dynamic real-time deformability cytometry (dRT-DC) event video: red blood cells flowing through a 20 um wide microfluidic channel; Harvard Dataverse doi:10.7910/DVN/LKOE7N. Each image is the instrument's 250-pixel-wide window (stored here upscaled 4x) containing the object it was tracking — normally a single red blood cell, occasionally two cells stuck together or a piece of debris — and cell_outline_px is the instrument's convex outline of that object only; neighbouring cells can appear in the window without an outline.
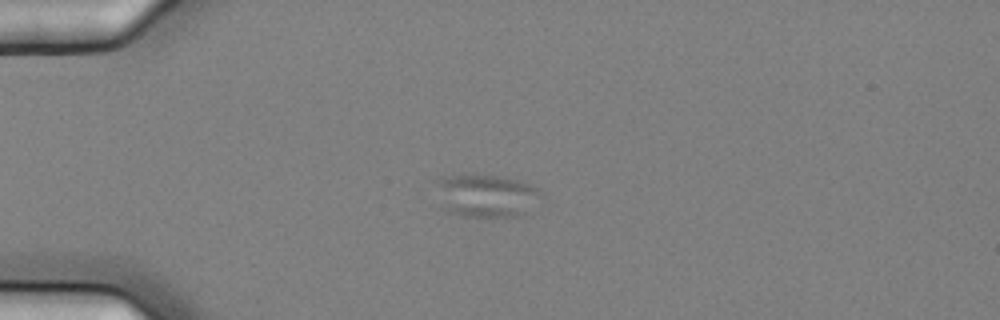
{"species": "common noctule bat (a hibernating species)", "species_latin": "Nyctalus noctula", "temperature_condition": "cold", "stored_images_in_passage": 7, "camera_frame_rate_fps": 3000, "um_per_image_px": 0.085, "animal": {"sex": "female", "body_mass_g": 25.1}, "frame": {"image": 1, "passage_image": 5, "time_ms": 1.333, "image_size_px": [1000, 320], "cell_outline_px": [[544, 196], [516, 216], [460, 216], [444, 212], [440, 208], [432, 180], [440, 176], [496, 176], [516, 180], [532, 184], [544, 192]], "centroid_in_image_um": [41.2, 16.63], "position_along_channel_um": 43.8, "area_um2": 26.53}}
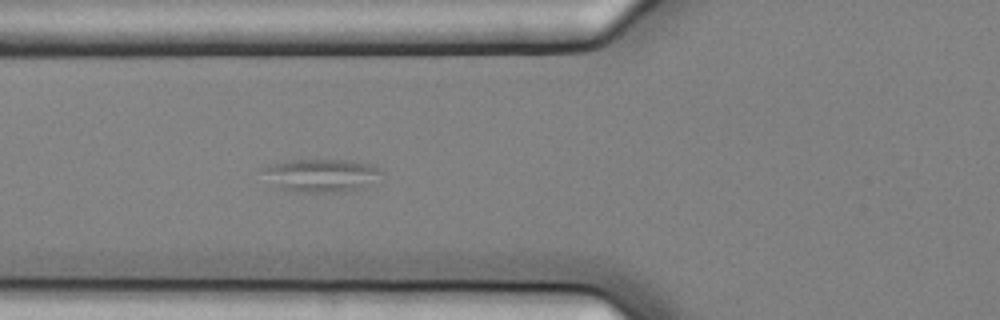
{"frame": {"image": 2, "passage_image": 7, "time_ms": 2.0, "image_size_px": [1000, 320], "cell_outline_px": [[380, 172], [360, 188], [336, 192], [304, 192], [280, 188], [260, 168], [292, 160], [352, 160], [372, 164], [380, 168]], "centroid_in_image_um": [27.31, 14.88], "position_along_channel_um": 98.5, "area_um2": 21.73}}